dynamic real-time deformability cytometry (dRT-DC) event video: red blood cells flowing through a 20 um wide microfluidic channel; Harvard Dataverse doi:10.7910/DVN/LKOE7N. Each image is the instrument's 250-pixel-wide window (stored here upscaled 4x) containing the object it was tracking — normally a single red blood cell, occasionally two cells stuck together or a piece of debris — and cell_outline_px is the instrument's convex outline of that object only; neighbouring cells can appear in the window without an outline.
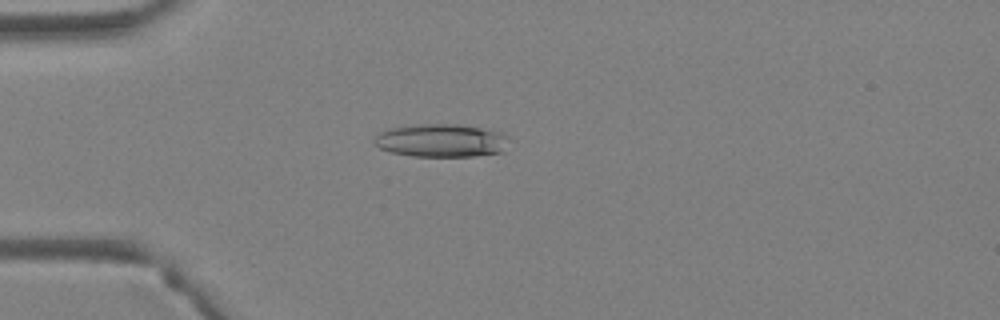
{"species": "Egyptian fruit bat (a non-hibernating species)", "species_latin": "Rousettus aegyptiacus", "temperature_condition": "warm", "stored_images_in_passage": 4, "camera_frame_rate_fps": 3000, "um_per_image_px": 0.085, "animal": {"sex": "female"}, "frame": {"image": 1, "passage_image": 3, "time_ms": 0.667, "image_size_px": [1000, 320], "cell_outline_px": [[508, 136], [504, 152], [472, 156], [412, 156], [392, 152], [380, 148], [372, 140], [380, 132], [392, 128], [416, 124], [456, 124], [504, 132]], "centroid_in_image_um": [37.53, 11.94], "position_along_channel_um": 47.5, "area_um2": 25.89}}